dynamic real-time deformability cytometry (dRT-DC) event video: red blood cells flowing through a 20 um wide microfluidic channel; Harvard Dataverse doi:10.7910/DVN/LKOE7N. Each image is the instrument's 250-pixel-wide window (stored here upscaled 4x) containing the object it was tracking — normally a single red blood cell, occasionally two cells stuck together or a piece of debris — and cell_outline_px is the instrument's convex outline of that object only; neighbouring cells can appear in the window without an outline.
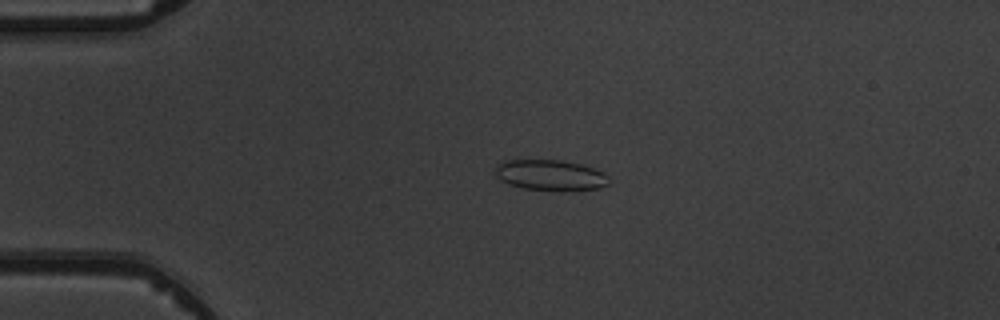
{"species": "common noctule bat (a hibernating species)", "species_latin": "Nyctalus noctula", "temperature_condition": "warm", "stored_images_in_passage": 4, "camera_frame_rate_fps": 3000, "um_per_image_px": 0.085, "animal": {"sex": "male", "body_mass_g": 19.5, "forearm_length_mm": 54.6}, "frame": {"image": 1, "passage_image": 3, "time_ms": 2.333, "image_size_px": [1000, 320], "cell_outline_px": [[608, 184], [600, 188], [564, 192], [560, 192], [524, 188], [508, 184], [500, 180], [496, 176], [496, 164], [504, 160], [560, 160], [580, 164], [596, 168], [604, 172], [608, 176]], "centroid_in_image_um": [46.8, 14.9], "position_along_channel_um": 38.2, "area_um2": 20.75}}